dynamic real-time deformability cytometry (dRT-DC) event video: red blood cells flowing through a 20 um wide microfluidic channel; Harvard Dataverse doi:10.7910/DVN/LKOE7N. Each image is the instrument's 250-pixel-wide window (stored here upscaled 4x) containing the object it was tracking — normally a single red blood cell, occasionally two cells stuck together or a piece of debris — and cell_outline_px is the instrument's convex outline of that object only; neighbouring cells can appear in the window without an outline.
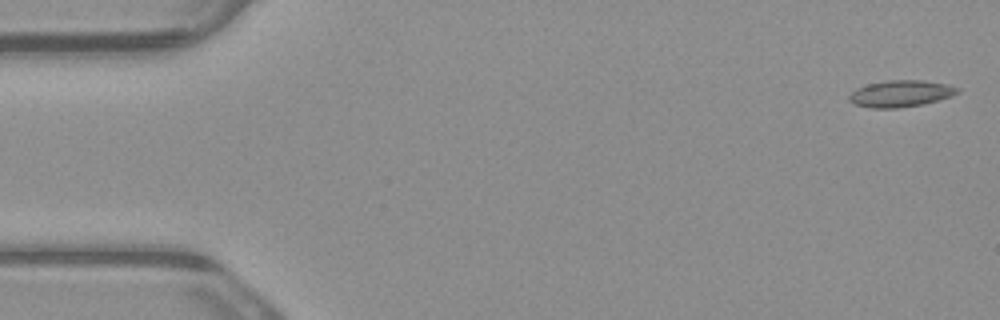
{"species": "common noctule bat (a hibernating species)", "species_latin": "Nyctalus noctula", "temperature_condition": "warm", "stored_images_in_passage": 5, "camera_frame_rate_fps": 3000, "um_per_image_px": 0.085, "animal": {"sex": "male", "body_mass_g": 23.1, "forearm_length_mm": 52.7}, "frame": {"image": 1, "passage_image": 1, "time_ms": 0.0, "image_size_px": [1000, 320], "cell_outline_px": [[960, 92], [952, 96], [920, 104], [896, 108], [872, 108], [852, 104], [848, 100], [848, 96], [856, 88], [868, 84], [888, 80], [924, 80], [948, 84], [960, 88]], "centroid_in_image_um": [76.54, 7.95], "position_along_channel_um": 8.5, "area_um2": 16.82}}
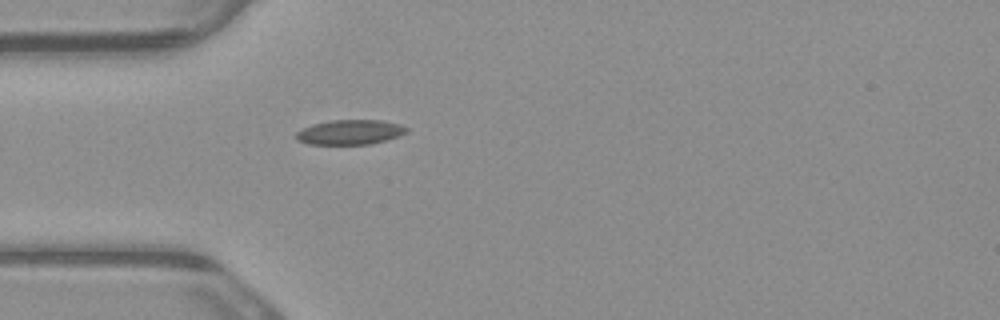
{"frame": {"image": 2, "passage_image": 5, "time_ms": 1.333, "image_size_px": [1000, 320], "cell_outline_px": [[408, 132], [372, 144], [308, 144], [296, 140], [296, 132], [312, 124], [332, 120], [380, 120], [400, 124], [408, 128]], "centroid_in_image_um": [29.73, 11.23], "position_along_channel_um": 55.3, "area_um2": 15.84}}